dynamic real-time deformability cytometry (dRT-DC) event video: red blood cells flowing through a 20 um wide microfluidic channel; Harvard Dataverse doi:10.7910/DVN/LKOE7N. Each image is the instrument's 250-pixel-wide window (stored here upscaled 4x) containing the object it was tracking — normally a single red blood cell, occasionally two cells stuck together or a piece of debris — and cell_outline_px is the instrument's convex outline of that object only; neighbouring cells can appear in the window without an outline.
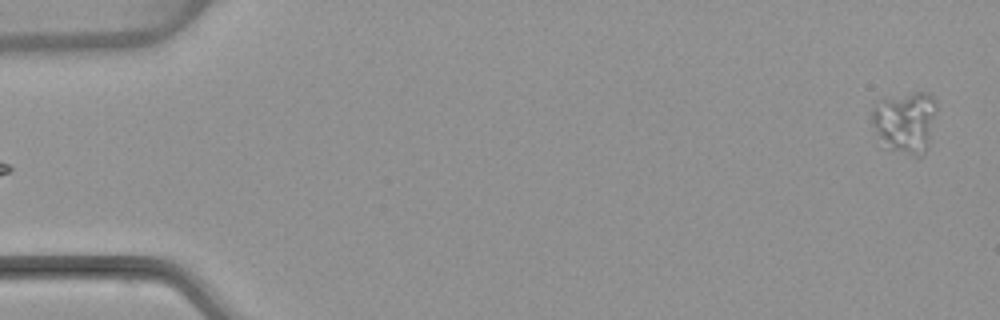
{"species": "common noctule bat (a hibernating species)", "species_latin": "Nyctalus noctula", "temperature_condition": "warm", "stored_images_in_passage": 5, "camera_frame_rate_fps": 3000, "um_per_image_px": 0.085, "animal": {"sex": "female", "body_mass_g": 22.7, "forearm_length_mm": 54.2}, "frame": {"image": 1, "passage_image": 5, "time_ms": 5.667, "image_size_px": [1000, 320], "cell_outline_px": [[936, 112], [928, 140], [924, 152], [920, 156], [912, 156], [880, 148], [872, 124], [872, 104], [880, 96], [912, 92], [928, 92], [936, 100]], "centroid_in_image_um": [76.84, 10.35], "position_along_channel_um": 8.2, "area_um2": 24.28}}